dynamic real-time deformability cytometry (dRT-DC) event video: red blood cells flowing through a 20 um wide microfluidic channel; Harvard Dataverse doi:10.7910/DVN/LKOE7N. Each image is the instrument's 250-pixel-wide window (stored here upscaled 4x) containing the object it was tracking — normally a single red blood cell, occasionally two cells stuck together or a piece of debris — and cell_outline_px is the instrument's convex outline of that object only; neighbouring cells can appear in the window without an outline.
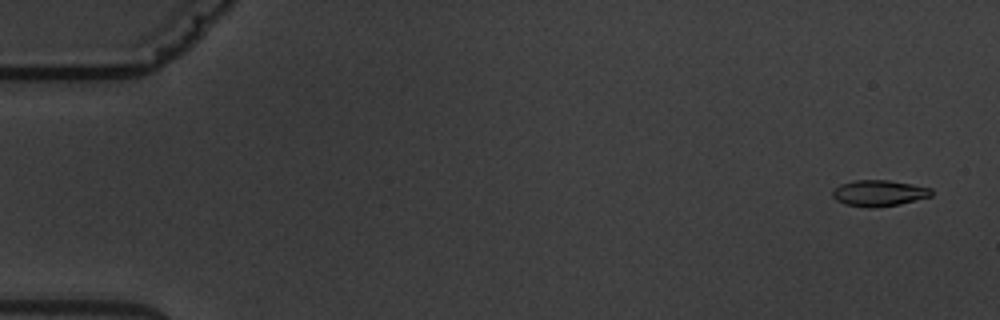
{"species": "common noctule bat (a hibernating species)", "species_latin": "Nyctalus noctula", "temperature_condition": "warm", "stored_images_in_passage": 3, "camera_frame_rate_fps": 3000, "um_per_image_px": 0.085, "animal": {"sex": "male", "body_mass_g": 19.5, "forearm_length_mm": 54.6}, "frame": {"image": 1, "passage_image": 1, "time_ms": 0.0, "image_size_px": [1000, 320], "cell_outline_px": [[932, 196], [900, 204], [872, 208], [868, 208], [844, 204], [836, 200], [832, 196], [832, 188], [840, 184], [856, 180], [888, 180], [912, 184], [932, 188]], "centroid_in_image_um": [74.68, 16.42], "position_along_channel_um": 10.3, "area_um2": 15.2}}